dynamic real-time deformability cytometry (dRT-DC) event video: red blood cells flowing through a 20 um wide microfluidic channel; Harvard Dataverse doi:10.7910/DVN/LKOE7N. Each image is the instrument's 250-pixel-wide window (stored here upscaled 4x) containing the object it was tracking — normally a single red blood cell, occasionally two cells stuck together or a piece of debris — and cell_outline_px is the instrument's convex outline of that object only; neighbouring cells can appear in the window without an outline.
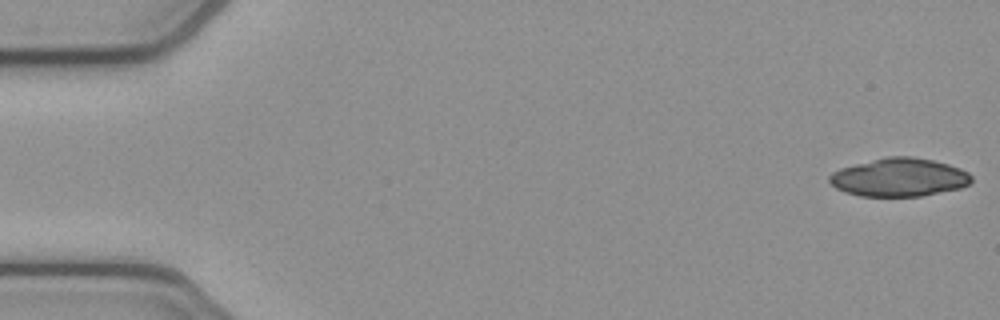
{"species": "common noctule bat (a hibernating species)", "species_latin": "Nyctalus noctula", "temperature_condition": "cold", "stored_images_in_passage": 52, "camera_frame_rate_fps": 3000, "um_per_image_px": 0.085, "animal": {"sex": "female", "body_mass_g": 21.9}, "frame": {"image": 1, "passage_image": 1, "time_ms": 0.0, "image_size_px": [1000, 320], "cell_outline_px": [[972, 180], [968, 184], [960, 188], [920, 196], [860, 196], [844, 192], [836, 188], [828, 180], [828, 176], [832, 172], [840, 168], [888, 156], [912, 156], [932, 160], [948, 164], [960, 168], [968, 172], [972, 176]], "centroid_in_image_um": [76.42, 15.07], "position_along_channel_um": 8.6, "area_um2": 31.62}}
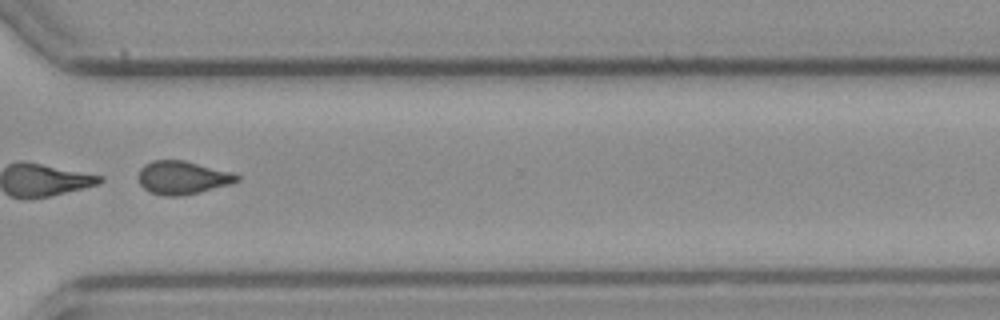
{"frame": {"image": 2, "passage_image": 39, "time_ms": 12.667, "image_size_px": [1000, 320], "cell_outline_px": [[240, 180], [232, 184], [200, 192], [180, 196], [164, 196], [152, 192], [144, 188], [140, 184], [136, 176], [140, 168], [144, 164], [152, 160], [184, 160], [232, 172], [240, 176]], "centroid_in_image_um": [15.5, 15.09], "position_along_channel_um": 355.1, "area_um2": 19.31}}